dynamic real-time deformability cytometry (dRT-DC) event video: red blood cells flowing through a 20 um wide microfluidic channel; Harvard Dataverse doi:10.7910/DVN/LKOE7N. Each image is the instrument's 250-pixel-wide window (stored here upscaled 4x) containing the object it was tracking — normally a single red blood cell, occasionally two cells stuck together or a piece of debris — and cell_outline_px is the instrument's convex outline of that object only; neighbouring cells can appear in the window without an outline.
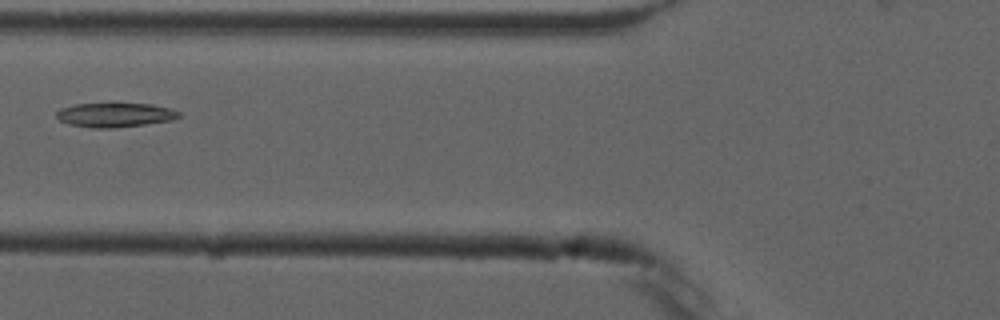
{"species": "common noctule bat (a hibernating species)", "species_latin": "Nyctalus noctula", "temperature_condition": "cold", "stored_images_in_passage": 3, "camera_frame_rate_fps": 3000, "um_per_image_px": 0.085, "animal": {"sex": "male", "forearm_length_mm": 52.5}, "frame": {"image": 1, "passage_image": 3, "time_ms": 2.333, "image_size_px": [1000, 320], "cell_outline_px": [[180, 116], [172, 120], [116, 128], [92, 128], [68, 124], [60, 120], [56, 116], [56, 112], [60, 108], [76, 104], [112, 100], [152, 104], [168, 108], [180, 112]], "centroid_in_image_um": [9.74, 9.71], "position_along_channel_um": 116.1, "area_um2": 18.26}}